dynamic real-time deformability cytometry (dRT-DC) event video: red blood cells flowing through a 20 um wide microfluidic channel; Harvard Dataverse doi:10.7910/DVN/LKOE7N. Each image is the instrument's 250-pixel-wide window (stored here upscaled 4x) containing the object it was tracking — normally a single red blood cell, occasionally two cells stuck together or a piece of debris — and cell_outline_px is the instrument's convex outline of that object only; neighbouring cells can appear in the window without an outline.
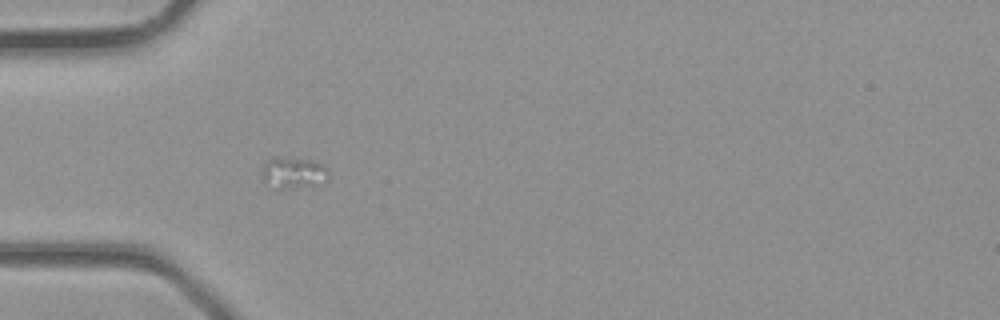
{"species": "common noctule bat (a hibernating species)", "species_latin": "Nyctalus noctula", "temperature_condition": "room temperature", "stored_images_in_passage": 4, "camera_frame_rate_fps": 3000, "um_per_image_px": 0.085, "animal": {"sex": "male", "body_mass_g": 23.1, "forearm_length_mm": 52.7}, "frame": {"image": 1, "passage_image": 3, "time_ms": 0.667, "image_size_px": [1000, 320], "cell_outline_px": [[328, 180], [280, 192], [264, 184], [264, 164], [272, 156], [308, 160], [324, 164]], "centroid_in_image_um": [24.86, 14.72], "position_along_channel_um": 60.1, "area_um2": 12.2}}